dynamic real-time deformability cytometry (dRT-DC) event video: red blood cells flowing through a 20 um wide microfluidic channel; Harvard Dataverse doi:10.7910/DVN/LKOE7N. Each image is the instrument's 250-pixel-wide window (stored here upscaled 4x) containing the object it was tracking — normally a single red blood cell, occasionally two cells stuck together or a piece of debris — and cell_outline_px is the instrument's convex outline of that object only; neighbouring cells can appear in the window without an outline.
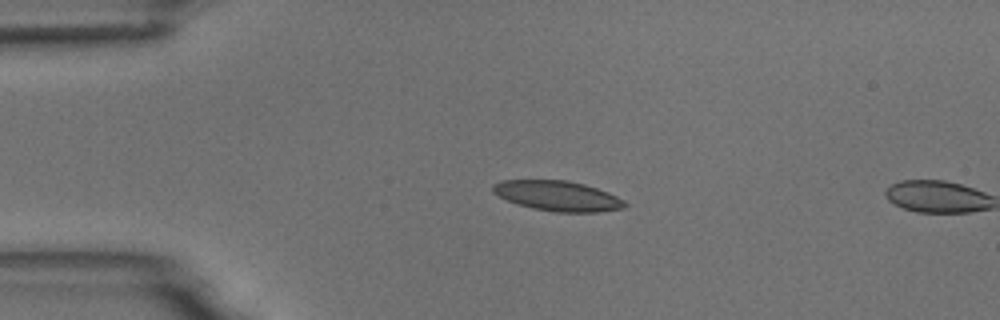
{"species": "common noctule bat (a hibernating species)", "species_latin": "Nyctalus noctula", "temperature_condition": "room temperature", "stored_images_in_passage": 4, "camera_frame_rate_fps": 3000, "um_per_image_px": 0.085, "animal": {"sex": "male", "body_mass_g": 18.8}, "frame": {"image": 1, "passage_image": 3, "time_ms": 2.333, "image_size_px": [1000, 320], "cell_outline_px": [[628, 204], [624, 208], [600, 212], [556, 212], [532, 208], [516, 204], [492, 192], [492, 184], [500, 180], [568, 180], [584, 184], [608, 192], [624, 200]], "centroid_in_image_um": [47.4, 16.65], "position_along_channel_um": 37.6, "area_um2": 23.24}}